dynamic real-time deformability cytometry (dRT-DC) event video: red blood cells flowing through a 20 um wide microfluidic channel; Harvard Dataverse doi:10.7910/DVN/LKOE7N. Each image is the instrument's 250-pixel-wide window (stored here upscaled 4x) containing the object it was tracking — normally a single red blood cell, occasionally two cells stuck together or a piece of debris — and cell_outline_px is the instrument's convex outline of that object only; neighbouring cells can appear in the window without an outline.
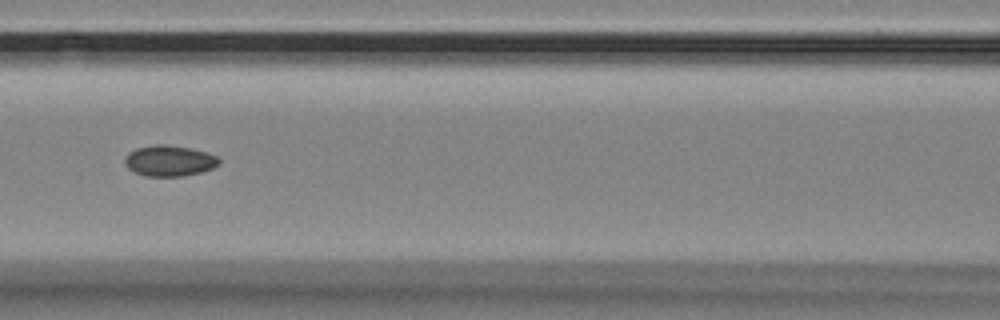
{"species": "Egyptian fruit bat (a non-hibernating species)", "species_latin": "Rousettus aegyptiacus", "temperature_condition": "room temperature", "stored_images_in_passage": 13, "camera_frame_rate_fps": 3000, "um_per_image_px": 0.085, "animal": {"sex": "female"}, "frame": {"image": 1, "passage_image": 10, "time_ms": 3.0, "image_size_px": [1000, 320], "cell_outline_px": [[220, 164], [212, 168], [200, 172], [184, 176], [144, 176], [132, 172], [124, 164], [124, 160], [128, 152], [136, 148], [156, 144], [164, 144], [188, 148], [208, 152], [216, 156], [220, 160]], "centroid_in_image_um": [14.36, 13.67], "position_along_channel_um": 152.2, "area_um2": 17.05}}
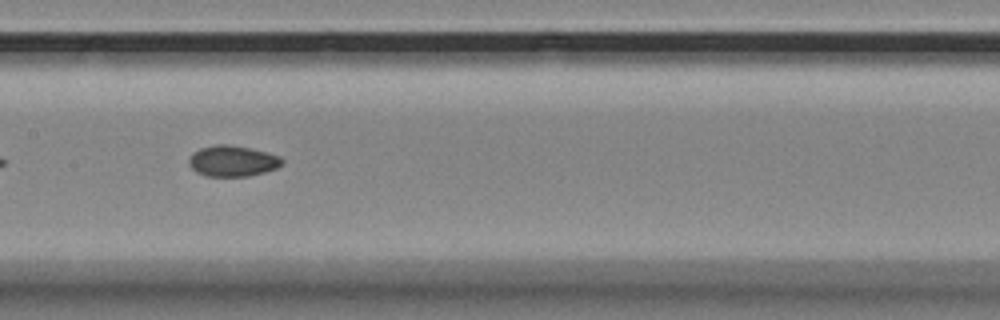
{"frame": {"image": 2, "passage_image": 13, "time_ms": 4.0, "image_size_px": [1000, 320], "cell_outline_px": [[284, 164], [276, 168], [264, 172], [248, 176], [204, 176], [196, 172], [188, 164], [188, 160], [192, 152], [200, 148], [216, 144], [228, 144], [268, 152], [280, 156], [284, 160]], "centroid_in_image_um": [19.76, 13.68], "position_along_channel_um": 187.6, "area_um2": 16.94}}